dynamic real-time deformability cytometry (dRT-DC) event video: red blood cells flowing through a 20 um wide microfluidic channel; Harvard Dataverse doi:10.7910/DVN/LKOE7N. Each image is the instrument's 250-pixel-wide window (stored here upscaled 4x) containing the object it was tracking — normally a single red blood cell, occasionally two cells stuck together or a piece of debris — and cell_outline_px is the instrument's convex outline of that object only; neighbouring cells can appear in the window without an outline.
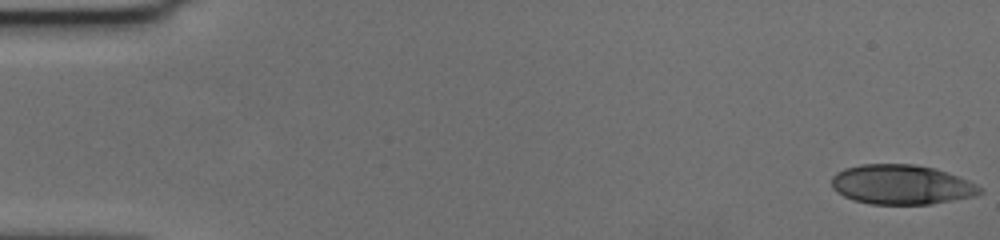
{"species": "human", "species_latin": "Homo sapiens", "temperature_condition": "cold", "stored_images_in_passage": 57, "camera_frame_rate_fps": 3000, "um_per_image_px": 0.085, "donor": {"sex": "female"}, "frame": {"image": 1, "passage_image": 1, "time_ms": 0.0, "image_size_px": [1000, 240], "cell_outline_px": [[984, 192], [976, 196], [932, 204], [872, 204], [852, 200], [836, 192], [832, 188], [832, 176], [836, 172], [844, 168], [860, 164], [916, 164], [936, 168], [968, 180], [976, 184]], "centroid_in_image_um": [76.62, 15.69], "position_along_channel_um": 8.4, "area_um2": 34.56}}
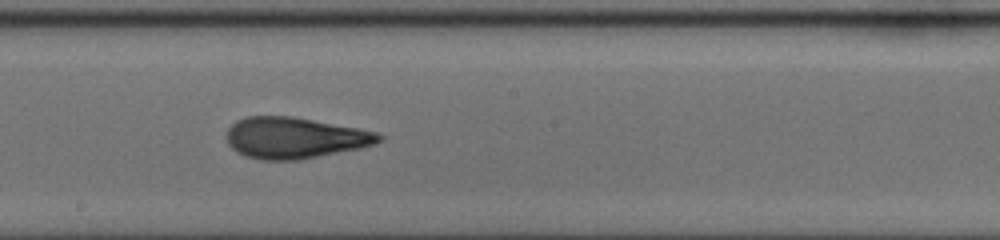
{"frame": {"image": 2, "passage_image": 32, "time_ms": 10.333, "image_size_px": [1000, 240], "cell_outline_px": [[384, 140], [360, 148], [296, 160], [260, 160], [244, 156], [236, 152], [228, 144], [228, 128], [236, 120], [244, 116], [292, 116], [356, 128], [376, 132], [384, 136]], "centroid_in_image_um": [25.02, 11.72], "position_along_channel_um": 223.2, "area_um2": 36.36}}
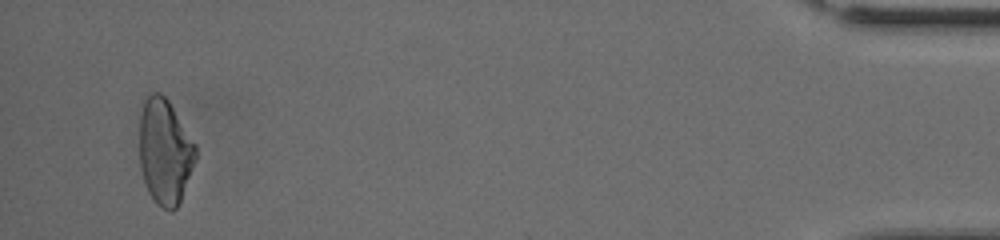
{"frame": {"image": 3, "passage_image": 55, "time_ms": 18.0, "image_size_px": [1000, 240], "cell_outline_px": [[196, 160], [180, 200], [176, 208], [172, 212], [168, 212], [160, 208], [156, 204], [148, 192], [140, 168], [140, 116], [144, 100], [152, 92], [160, 92], [168, 100], [196, 144]], "centroid_in_image_um": [14.01, 12.91], "position_along_channel_um": 421.2, "area_um2": 34.62}, "authors_computed_cell_mechanics": {"area_um2": 35.258, "velocity_mm_per_s": 3.6238, "shape_relaxation_time_tau1_ms": 9.21, "shape_relaxation_time_tau2_ms": 1.6305, "deformation_change_tau1": 0.2619, "deformation_change_tau2": 0.0964}}